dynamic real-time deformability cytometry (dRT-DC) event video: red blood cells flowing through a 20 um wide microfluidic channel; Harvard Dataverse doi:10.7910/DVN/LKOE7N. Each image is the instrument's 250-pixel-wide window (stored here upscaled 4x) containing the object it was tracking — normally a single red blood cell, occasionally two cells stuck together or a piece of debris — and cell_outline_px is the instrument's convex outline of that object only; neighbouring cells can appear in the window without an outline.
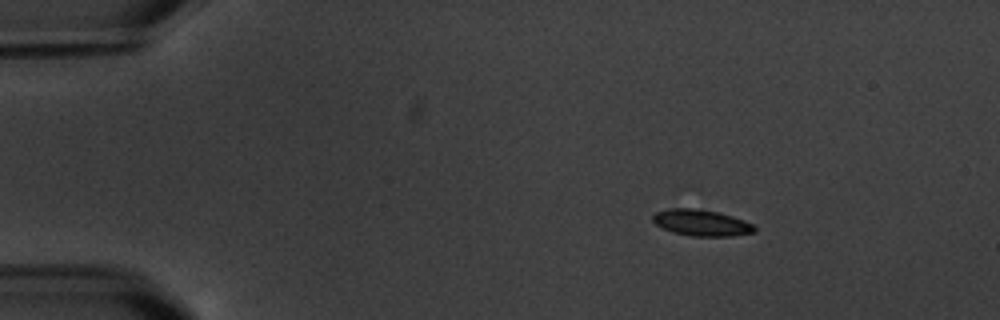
{"species": "common noctule bat (a hibernating species)", "species_latin": "Nyctalus noctula", "temperature_condition": "warm", "stored_images_in_passage": 3, "camera_frame_rate_fps": 3000, "um_per_image_px": 0.085, "animal": {"sex": "male", "body_mass_g": 20.1, "forearm_length_mm": 53.5}, "frame": {"image": 1, "passage_image": 1, "time_ms": 0.0, "image_size_px": [1000, 320], "cell_outline_px": [[756, 232], [732, 236], [692, 236], [672, 232], [656, 224], [652, 220], [652, 216], [656, 212], [668, 208], [700, 208], [732, 216], [744, 220], [752, 224], [756, 228]], "centroid_in_image_um": [59.62, 18.93], "position_along_channel_um": 25.4, "area_um2": 15.61}}
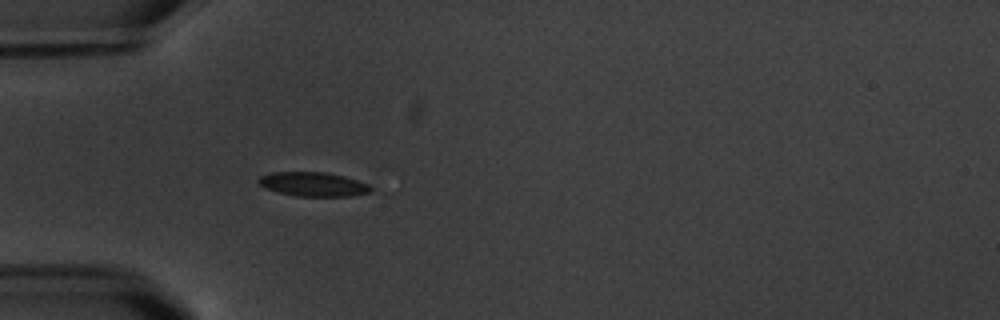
{"frame": {"image": 2, "passage_image": 3, "time_ms": 3.0, "image_size_px": [1000, 320], "cell_outline_px": [[372, 192], [352, 196], [296, 196], [264, 188], [256, 180], [260, 176], [272, 172], [328, 172], [344, 176], [368, 184], [372, 188]], "centroid_in_image_um": [26.63, 15.65], "position_along_channel_um": 58.4, "area_um2": 15.84}}